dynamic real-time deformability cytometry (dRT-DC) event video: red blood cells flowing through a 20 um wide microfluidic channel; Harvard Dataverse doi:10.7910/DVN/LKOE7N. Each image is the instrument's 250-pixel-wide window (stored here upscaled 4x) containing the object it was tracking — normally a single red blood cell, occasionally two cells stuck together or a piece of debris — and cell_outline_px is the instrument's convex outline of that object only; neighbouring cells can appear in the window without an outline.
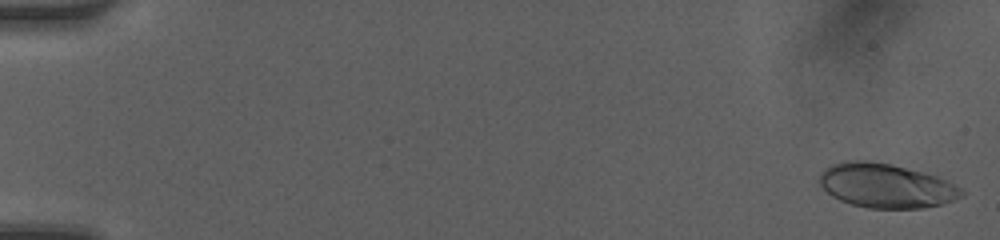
{"species": "human", "species_latin": "Homo sapiens", "temperature_condition": "room temperature", "stored_images_in_passage": 49, "camera_frame_rate_fps": 3000, "um_per_image_px": 0.085, "donor": {"sex": "female"}, "frame": {"image": 1, "passage_image": 1, "time_ms": 0.0, "image_size_px": [1000, 240], "cell_outline_px": [[964, 196], [940, 204], [920, 208], [868, 208], [852, 204], [840, 200], [832, 196], [820, 184], [820, 172], [824, 168], [832, 164], [844, 160], [872, 160], [892, 164], [924, 172], [948, 180], [960, 188], [964, 192]], "centroid_in_image_um": [75.3, 15.76], "position_along_channel_um": 9.7, "area_um2": 36.7}}
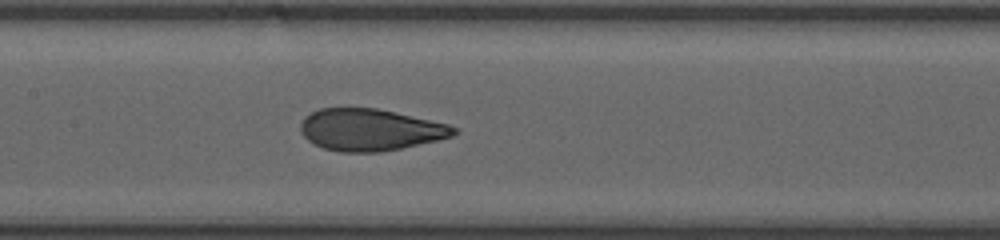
{"frame": {"image": 2, "passage_image": 25, "time_ms": 8.0, "image_size_px": [1000, 240], "cell_outline_px": [[460, 132], [452, 136], [436, 140], [400, 148], [380, 152], [340, 152], [324, 148], [312, 144], [300, 132], [300, 124], [304, 116], [320, 108], [376, 108], [396, 112], [448, 124], [460, 128]], "centroid_in_image_um": [31.45, 11.03], "position_along_channel_um": 175.9, "area_um2": 37.45}}
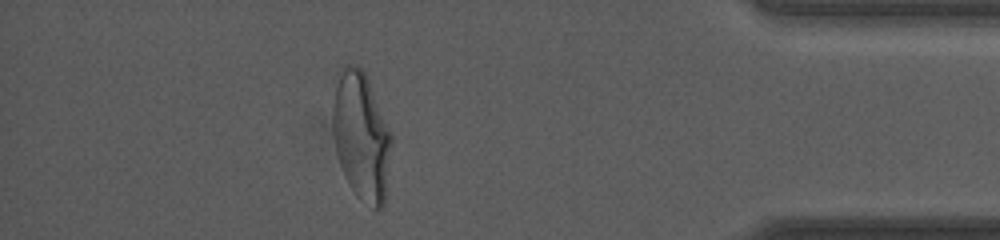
{"frame": {"image": 3, "passage_image": 44, "time_ms": 14.333, "image_size_px": [1000, 240], "cell_outline_px": [[392, 140], [384, 204], [380, 208], [372, 208], [356, 196], [348, 184], [344, 176], [336, 152], [332, 132], [332, 104], [336, 72], [344, 64], [356, 64], [364, 72], [368, 80], [392, 136]], "centroid_in_image_um": [30.66, 11.54], "position_along_channel_um": 404.5, "area_um2": 44.16}, "authors_computed_cell_mechanics": {"area_um2": 37.7434, "velocity_mm_per_s": 4.1868, "shape_relaxation_time_tau1_ms": 4.2639, "shape_relaxation_time_tau2_ms": 0.7608, "deformation_change_tau1": 0.1796, "deformation_change_tau2": 0.0669}}